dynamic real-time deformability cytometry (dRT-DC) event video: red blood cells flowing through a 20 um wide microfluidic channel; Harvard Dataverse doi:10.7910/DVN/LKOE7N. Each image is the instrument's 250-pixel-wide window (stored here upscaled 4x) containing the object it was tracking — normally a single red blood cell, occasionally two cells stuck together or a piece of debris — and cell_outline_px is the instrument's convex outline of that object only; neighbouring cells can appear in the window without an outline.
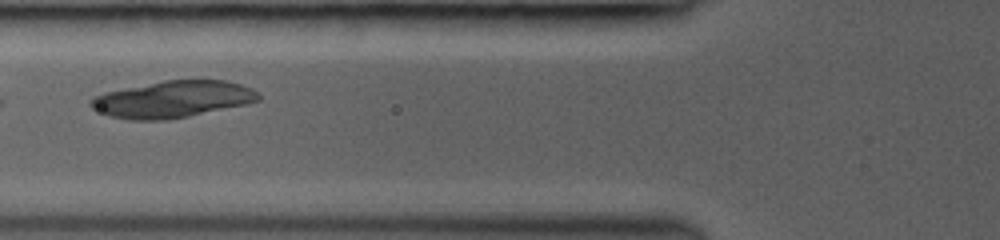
{"species": "common noctule bat (a hibernating species)", "species_latin": "Nyctalus noctula", "temperature_condition": "room temperature", "stored_images_in_passage": 10, "camera_frame_rate_fps": 3000, "um_per_image_px": 0.085, "animal": {"sex": "female", "body_mass_g": 19.0, "forearm_length_mm": 53.3}, "frame": {"image": 1, "passage_image": 5, "time_ms": 1.667, "image_size_px": [1000, 240], "cell_outline_px": [[260, 100], [244, 104], [188, 116], [168, 120], [128, 120], [112, 116], [92, 108], [88, 104], [88, 100], [96, 96], [108, 92], [164, 80], [228, 80], [252, 88], [260, 96]], "centroid_in_image_um": [14.69, 8.44], "position_along_channel_um": 111.1, "area_um2": 35.43}}